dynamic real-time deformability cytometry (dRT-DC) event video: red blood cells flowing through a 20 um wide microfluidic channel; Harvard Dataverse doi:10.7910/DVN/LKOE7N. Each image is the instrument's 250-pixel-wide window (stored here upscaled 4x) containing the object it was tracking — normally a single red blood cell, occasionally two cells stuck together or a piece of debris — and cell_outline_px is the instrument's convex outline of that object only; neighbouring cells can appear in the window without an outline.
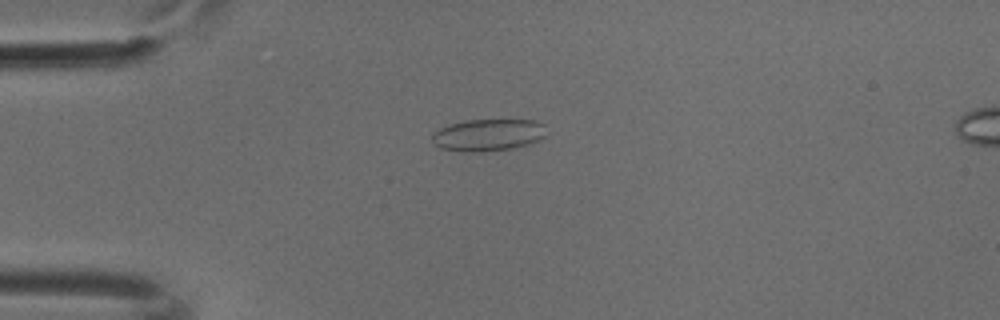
{"species": "common noctule bat (a hibernating species)", "species_latin": "Nyctalus noctula", "temperature_condition": "cold", "stored_images_in_passage": 40, "camera_frame_rate_fps": 3000, "um_per_image_px": 0.085, "animal": {"sex": "male", "body_mass_g": 18.8}, "frame": {"image": 1, "passage_image": 2, "time_ms": 0.333, "image_size_px": [1000, 320], "cell_outline_px": [[544, 136], [528, 144], [512, 148], [480, 152], [464, 152], [440, 148], [432, 140], [432, 132], [448, 124], [468, 120], [536, 120], [544, 124]], "centroid_in_image_um": [41.44, 11.47], "position_along_channel_um": 43.6, "area_um2": 21.21}}
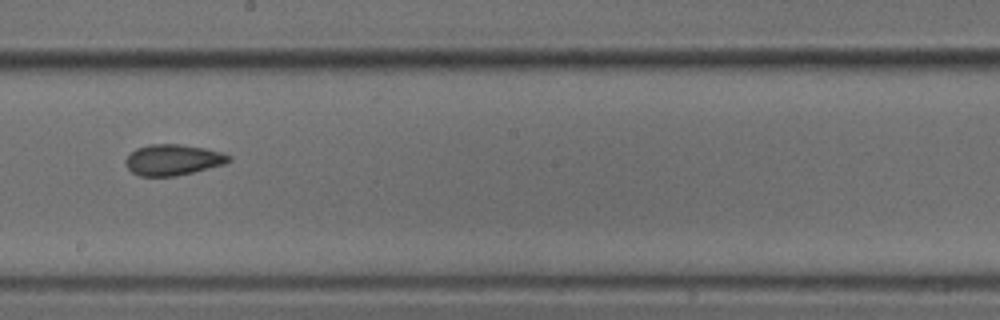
{"frame": {"image": 2, "passage_image": 18, "time_ms": 5.667, "image_size_px": [1000, 320], "cell_outline_px": [[232, 160], [224, 164], [176, 176], [140, 176], [132, 172], [124, 164], [124, 160], [136, 148], [148, 144], [180, 144], [204, 148], [220, 152], [232, 156]], "centroid_in_image_um": [14.68, 13.58], "position_along_channel_um": 233.5, "area_um2": 18.55}}
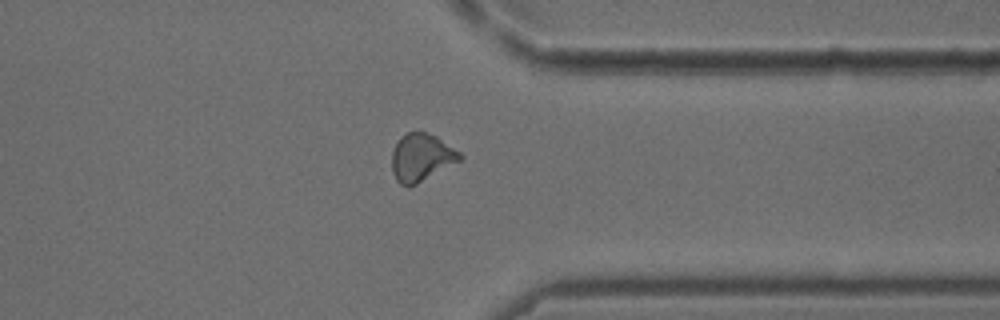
{"frame": {"image": 3, "passage_image": 29, "time_ms": 9.333, "image_size_px": [1000, 320], "cell_outline_px": [[464, 156], [460, 160], [416, 184], [408, 188], [400, 184], [396, 180], [392, 172], [392, 152], [400, 136], [408, 132], [424, 132], [436, 136], [460, 152]], "centroid_in_image_um": [35.79, 13.39], "position_along_channel_um": 375.6, "area_um2": 18.73}}